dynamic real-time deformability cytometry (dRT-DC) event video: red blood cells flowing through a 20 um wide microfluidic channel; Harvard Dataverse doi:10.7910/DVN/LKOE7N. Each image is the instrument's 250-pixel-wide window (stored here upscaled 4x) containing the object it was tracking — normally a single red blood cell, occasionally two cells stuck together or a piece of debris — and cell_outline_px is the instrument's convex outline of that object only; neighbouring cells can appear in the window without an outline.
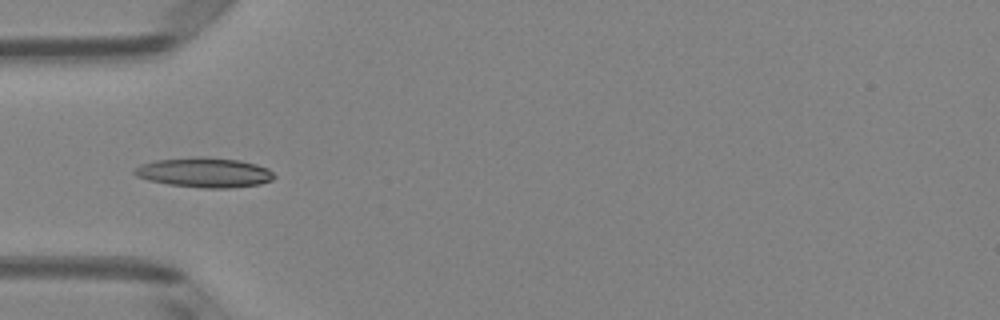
{"species": "Egyptian fruit bat (a non-hibernating species)", "species_latin": "Rousettus aegyptiacus", "temperature_condition": "room temperature", "stored_images_in_passage": 5, "camera_frame_rate_fps": 3000, "um_per_image_px": 0.085, "animal": {"sex": "female"}, "frame": {"image": 1, "passage_image": 5, "time_ms": 1.333, "image_size_px": [1000, 320], "cell_outline_px": [[276, 176], [272, 180], [260, 184], [228, 188], [204, 188], [168, 184], [148, 180], [136, 176], [132, 172], [140, 164], [156, 160], [192, 156], [204, 156], [240, 160], [256, 164], [268, 168]], "centroid_in_image_um": [17.38, 14.65], "position_along_channel_um": 67.6, "area_um2": 24.45}}